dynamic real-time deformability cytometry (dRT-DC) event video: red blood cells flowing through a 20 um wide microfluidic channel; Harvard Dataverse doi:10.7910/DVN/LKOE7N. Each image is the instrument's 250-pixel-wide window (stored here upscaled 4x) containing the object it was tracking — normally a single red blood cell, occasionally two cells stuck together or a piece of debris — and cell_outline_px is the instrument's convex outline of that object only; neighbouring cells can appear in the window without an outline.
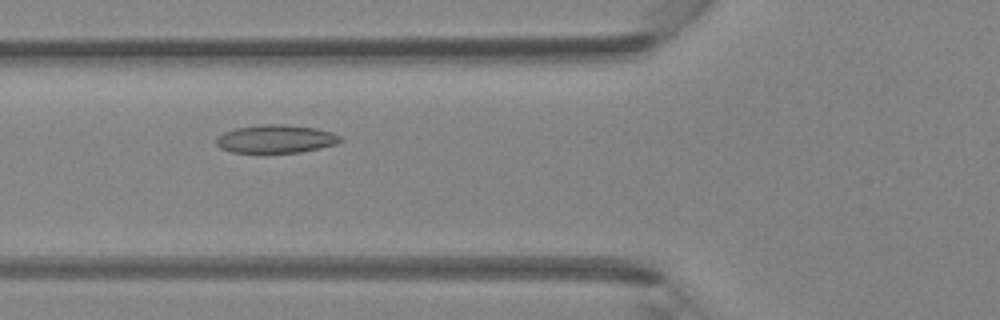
{"species": "Egyptian fruit bat (a non-hibernating species)", "species_latin": "Rousettus aegyptiacus", "temperature_condition": "room temperature", "stored_images_in_passage": 5, "camera_frame_rate_fps": 3000, "um_per_image_px": 0.085, "animal": {"sex": "female"}, "frame": {"image": 1, "passage_image": 5, "time_ms": 1.333, "image_size_px": [1000, 320], "cell_outline_px": [[344, 140], [336, 144], [320, 148], [300, 152], [264, 156], [232, 152], [220, 148], [216, 144], [216, 136], [224, 132], [236, 128], [260, 124], [284, 124], [316, 128], [332, 132], [340, 136]], "centroid_in_image_um": [23.41, 11.85], "position_along_channel_um": 102.4, "area_um2": 21.39}}